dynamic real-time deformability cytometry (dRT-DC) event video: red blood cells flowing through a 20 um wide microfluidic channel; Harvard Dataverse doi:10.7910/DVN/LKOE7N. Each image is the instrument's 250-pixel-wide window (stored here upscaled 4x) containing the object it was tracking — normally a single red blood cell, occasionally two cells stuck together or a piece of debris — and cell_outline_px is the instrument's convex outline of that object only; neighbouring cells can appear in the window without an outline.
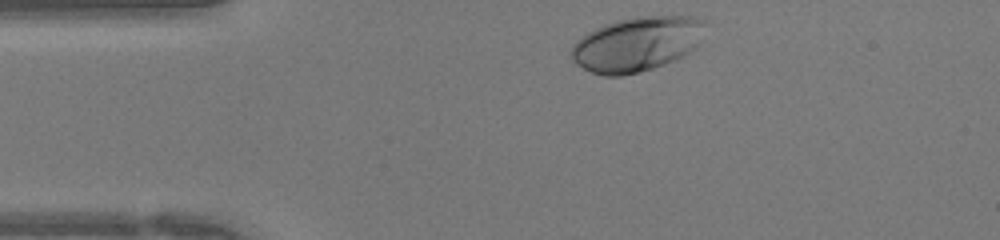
{"species": "human", "species_latin": "Homo sapiens", "temperature_condition": "warm", "stored_images_in_passage": 29, "camera_frame_rate_fps": 3000, "um_per_image_px": 0.085, "donor": {"sex": "female"}, "frame": {"image": 1, "passage_image": 1, "time_ms": 0.0, "image_size_px": [1000, 240], "cell_outline_px": [[708, 20], [700, 44], [696, 48], [676, 60], [640, 72], [620, 76], [604, 76], [592, 72], [576, 64], [572, 60], [572, 44], [580, 36], [604, 24], [616, 20], [636, 16], [696, 16]], "centroid_in_image_um": [54.18, 3.72], "position_along_channel_um": 30.8, "area_um2": 43.18}}
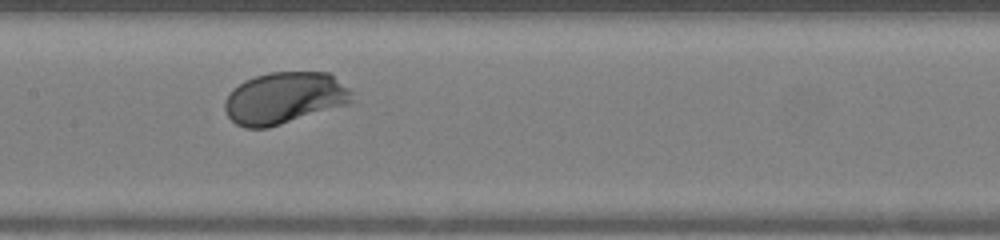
{"frame": {"image": 2, "passage_image": 14, "time_ms": 4.333, "image_size_px": [1000, 240], "cell_outline_px": [[352, 104], [268, 128], [244, 128], [236, 124], [228, 116], [224, 108], [224, 100], [232, 88], [244, 80], [268, 72], [332, 72], [352, 92]], "centroid_in_image_um": [24.2, 8.33], "position_along_channel_um": 183.2, "area_um2": 39.02}}
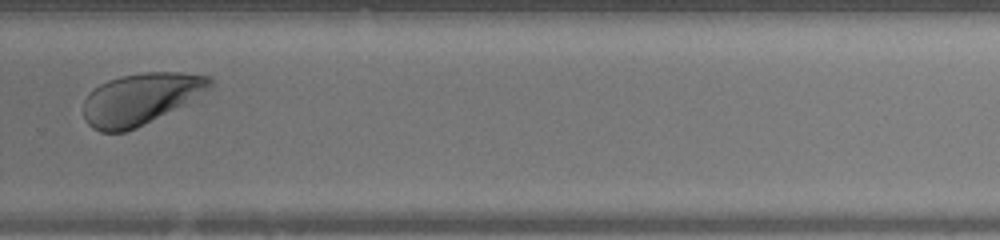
{"frame": {"image": 3, "passage_image": 23, "time_ms": 7.333, "image_size_px": [1000, 240], "cell_outline_px": [[216, 84], [184, 104], [136, 128], [124, 132], [100, 132], [92, 128], [84, 120], [84, 100], [100, 84], [108, 80], [120, 76], [144, 72], [184, 72], [212, 76]], "centroid_in_image_um": [11.97, 8.39], "position_along_channel_um": 317.8, "area_um2": 37.74}}